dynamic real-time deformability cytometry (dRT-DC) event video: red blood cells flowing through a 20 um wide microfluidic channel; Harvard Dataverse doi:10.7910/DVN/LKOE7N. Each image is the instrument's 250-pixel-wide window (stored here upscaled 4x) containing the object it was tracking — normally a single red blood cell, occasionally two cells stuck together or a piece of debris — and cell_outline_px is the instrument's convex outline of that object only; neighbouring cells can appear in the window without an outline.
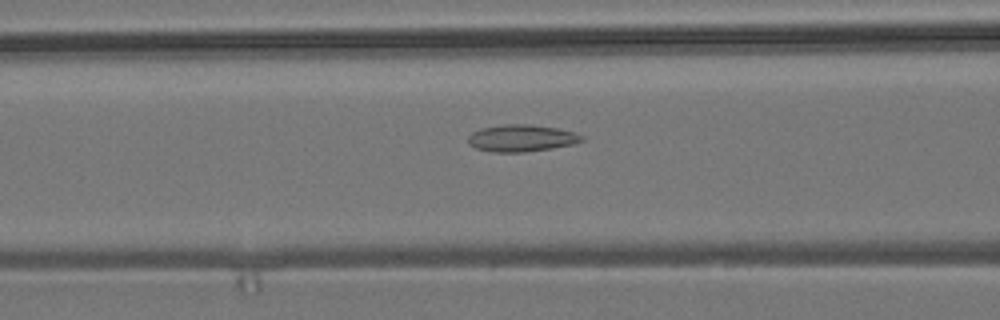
{"species": "common noctule bat (a hibernating species)", "species_latin": "Nyctalus noctula", "temperature_condition": "room temperature", "stored_images_in_passage": 55, "camera_frame_rate_fps": 3000, "um_per_image_px": 0.085, "animal": {"sex": "male", "body_mass_g": 19.2, "forearm_length_mm": 51.8}, "frame": {"image": 1, "passage_image": 22, "time_ms": 7.0, "image_size_px": [1000, 320], "cell_outline_px": [[584, 140], [572, 144], [552, 148], [524, 152], [492, 152], [476, 148], [468, 144], [468, 136], [472, 132], [480, 128], [504, 124], [528, 124], [556, 128], [576, 132], [584, 136]], "centroid_in_image_um": [44.31, 11.74], "position_along_channel_um": 122.3, "area_um2": 17.92}}
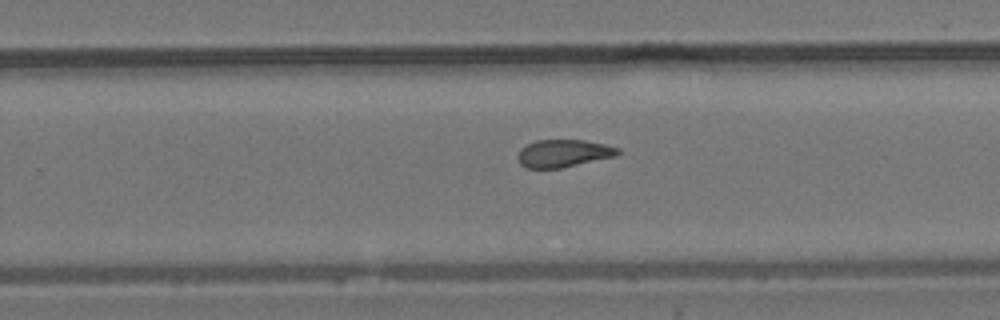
{"frame": {"image": 2, "passage_image": 35, "time_ms": 11.333, "image_size_px": [1000, 320], "cell_outline_px": [[620, 152], [616, 156], [560, 168], [524, 168], [520, 164], [516, 156], [520, 148], [536, 140], [584, 140], [604, 144], [620, 148]], "centroid_in_image_um": [47.86, 13.03], "position_along_channel_um": 281.9, "area_um2": 16.13}}
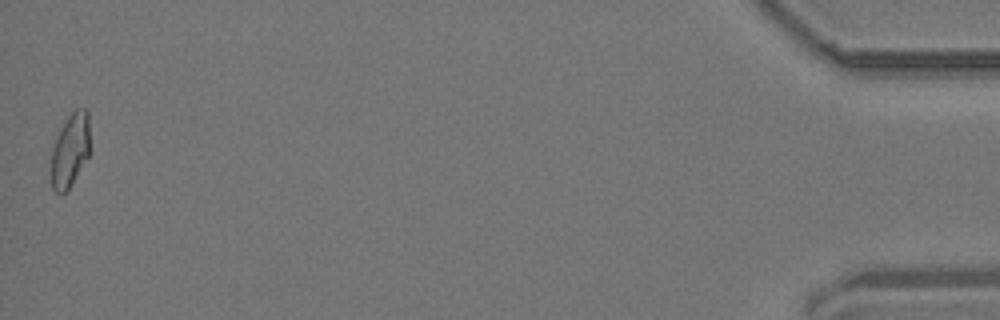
{"frame": {"image": 3, "passage_image": 55, "time_ms": 18.0, "image_size_px": [1000, 320], "cell_outline_px": [[88, 156], [68, 188], [60, 196], [52, 188], [52, 148], [60, 128], [68, 116], [76, 108], [88, 108]], "centroid_in_image_um": [5.95, 12.73], "position_along_channel_um": 429.3, "area_um2": 16.18}, "authors_computed_cell_mechanics": {"area_um2": 16.9932, "velocity_mm_per_s": 3.6931, "shape_relaxation_time_tau1_ms": null, "shape_relaxation_time_tau2_ms": 3.0059, "deformation_change_tau1": null, "deformation_change_tau2": 0.1042}}